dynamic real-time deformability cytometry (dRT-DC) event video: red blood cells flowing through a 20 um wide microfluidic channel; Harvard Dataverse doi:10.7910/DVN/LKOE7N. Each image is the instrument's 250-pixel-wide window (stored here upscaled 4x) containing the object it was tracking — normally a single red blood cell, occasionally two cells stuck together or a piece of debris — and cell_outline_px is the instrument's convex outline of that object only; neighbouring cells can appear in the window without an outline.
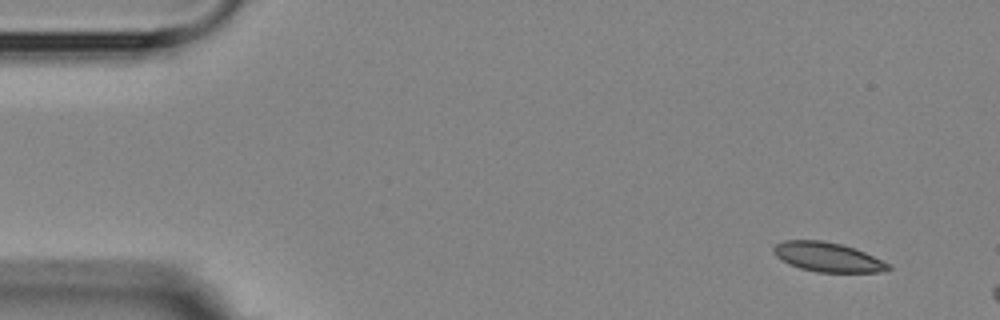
{"species": "Egyptian fruit bat (a non-hibernating species)", "species_latin": "Rousettus aegyptiacus", "temperature_condition": "room temperature", "stored_images_in_passage": 4, "camera_frame_rate_fps": 3000, "um_per_image_px": 0.085, "animal": {"sex": "female"}, "frame": {"image": 1, "passage_image": 4, "time_ms": 4.0, "image_size_px": [1000, 320], "cell_outline_px": [[892, 268], [884, 272], [816, 272], [800, 268], [776, 256], [772, 252], [772, 248], [776, 244], [784, 240], [824, 240], [856, 248], [888, 264]], "centroid_in_image_um": [70.34, 21.84], "position_along_channel_um": 14.7, "area_um2": 19.48}}